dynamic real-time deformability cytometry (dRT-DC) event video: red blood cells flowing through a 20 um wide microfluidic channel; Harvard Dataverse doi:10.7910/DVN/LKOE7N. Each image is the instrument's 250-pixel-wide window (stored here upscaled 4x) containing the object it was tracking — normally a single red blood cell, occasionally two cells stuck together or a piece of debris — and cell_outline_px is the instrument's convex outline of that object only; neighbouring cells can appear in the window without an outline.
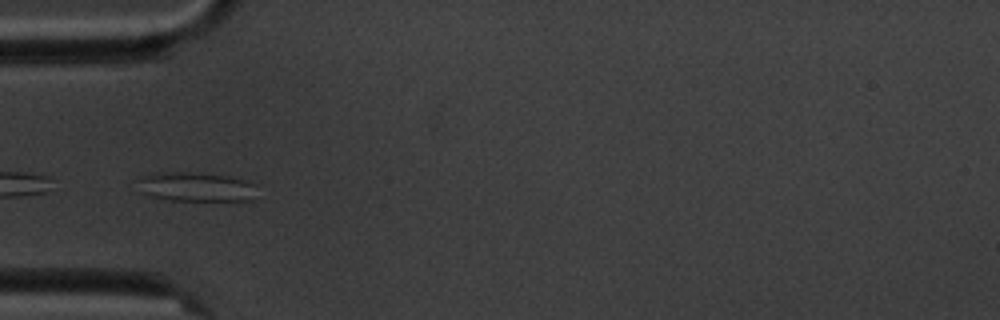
{"species": "common noctule bat (a hibernating species)", "species_latin": "Nyctalus noctula", "temperature_condition": "cold", "stored_images_in_passage": 10, "camera_frame_rate_fps": 3000, "um_per_image_px": 0.085, "animal": {"sex": "male", "body_mass_g": 20.1, "forearm_length_mm": 53.5}, "frame": {"image": 1, "passage_image": 5, "time_ms": 5.667, "image_size_px": [1000, 320], "cell_outline_px": [[256, 184], [252, 200], [168, 200], [148, 196], [140, 192], [132, 180], [136, 176], [152, 172], [188, 172], [228, 176], [244, 180]], "centroid_in_image_um": [16.47, 15.86], "position_along_channel_um": 68.5, "area_um2": 20.87}}
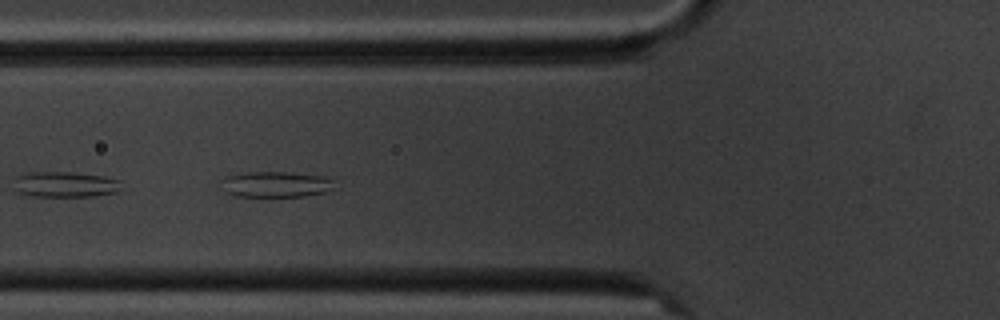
{"frame": {"image": 2, "passage_image": 6, "time_ms": 6.667, "image_size_px": [1000, 320], "cell_outline_px": [[336, 188], [328, 192], [304, 196], [236, 196], [224, 192], [224, 176], [244, 172], [284, 172], [324, 176], [332, 180]], "centroid_in_image_um": [23.49, 15.67], "position_along_channel_um": 102.3, "area_um2": 16.99}}
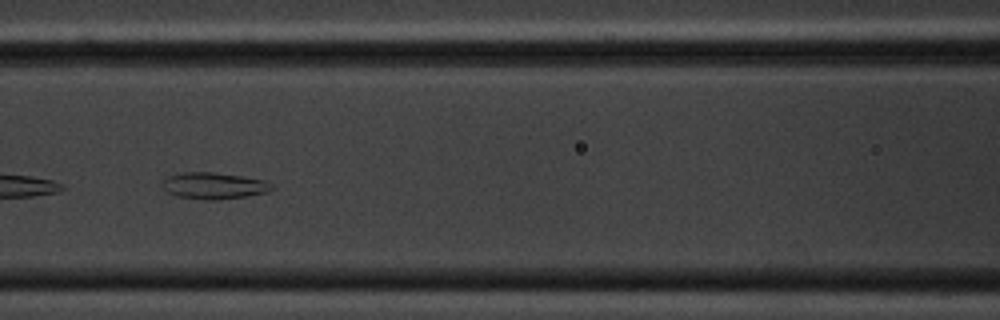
{"frame": {"image": 3, "passage_image": 7, "time_ms": 8.0, "image_size_px": [1000, 320], "cell_outline_px": [[276, 188], [268, 192], [248, 196], [216, 200], [204, 200], [176, 196], [164, 192], [160, 184], [168, 176], [184, 172], [212, 172], [244, 176], [264, 180], [272, 184]], "centroid_in_image_um": [18.17, 15.79], "position_along_channel_um": 148.4, "area_um2": 17.28}}